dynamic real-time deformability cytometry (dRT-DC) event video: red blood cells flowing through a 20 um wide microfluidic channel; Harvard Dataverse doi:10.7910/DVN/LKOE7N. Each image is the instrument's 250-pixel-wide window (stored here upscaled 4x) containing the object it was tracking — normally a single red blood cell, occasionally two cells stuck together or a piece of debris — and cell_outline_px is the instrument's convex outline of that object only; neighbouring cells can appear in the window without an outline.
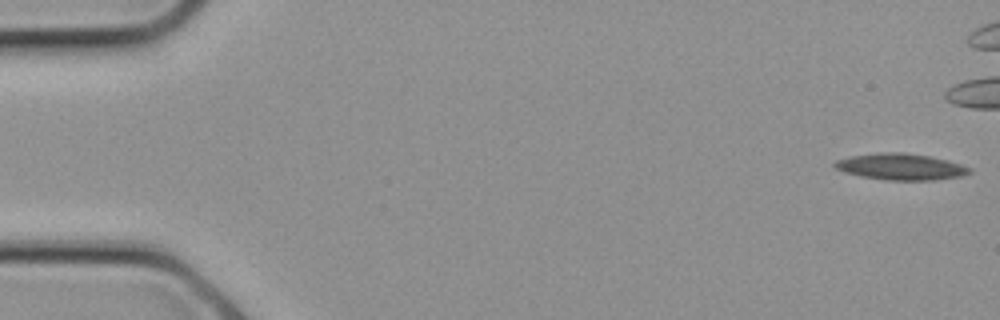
{"species": "common noctule bat (a hibernating species)", "species_latin": "Nyctalus noctula", "temperature_condition": "cold", "stored_images_in_passage": 15, "camera_frame_rate_fps": 3000, "um_per_image_px": 0.085, "animal": {"sex": "female", "body_mass_g": 21.9}, "frame": {"image": 1, "passage_image": 1, "time_ms": 0.0, "image_size_px": [1000, 320], "cell_outline_px": [[972, 172], [960, 176], [936, 180], [884, 180], [860, 176], [844, 172], [836, 168], [832, 164], [836, 160], [848, 156], [880, 152], [904, 152], [928, 156], [948, 160], [972, 168]], "centroid_in_image_um": [76.54, 14.17], "position_along_channel_um": 8.5, "area_um2": 20.87}}
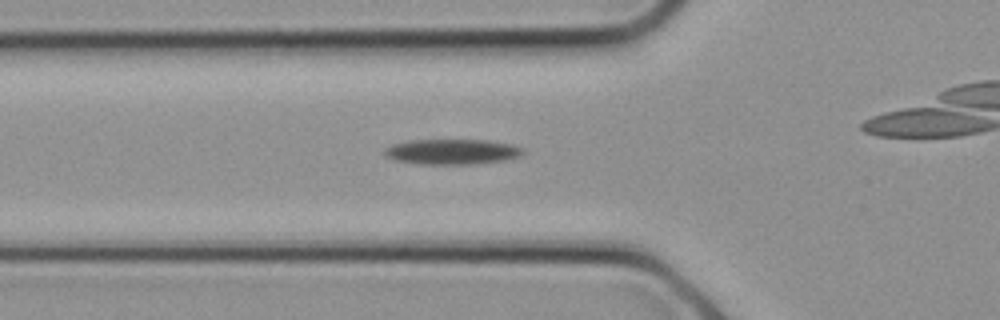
{"frame": {"image": 2, "passage_image": 9, "time_ms": 2.667, "image_size_px": [1000, 320], "cell_outline_px": [[524, 152], [520, 156], [512, 160], [476, 164], [420, 164], [396, 160], [384, 156], [384, 148], [392, 144], [412, 140], [488, 140], [512, 144], [524, 148]], "centroid_in_image_um": [38.48, 12.9], "position_along_channel_um": 87.3, "area_um2": 20.75}}
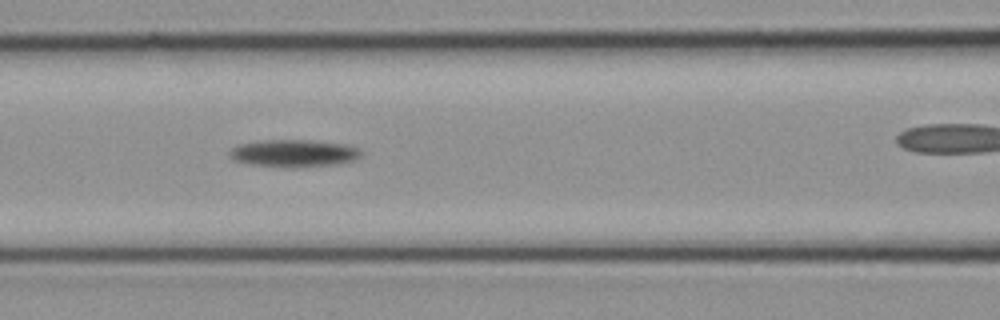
{"frame": {"image": 3, "passage_image": 11, "time_ms": 3.333, "image_size_px": [1000, 320], "cell_outline_px": [[364, 152], [356, 160], [340, 164], [296, 168], [248, 164], [232, 160], [228, 156], [228, 152], [232, 148], [240, 144], [260, 140], [308, 140], [348, 144], [360, 148]], "centroid_in_image_um": [25.01, 13.03], "position_along_channel_um": 141.6, "area_um2": 21.5}}